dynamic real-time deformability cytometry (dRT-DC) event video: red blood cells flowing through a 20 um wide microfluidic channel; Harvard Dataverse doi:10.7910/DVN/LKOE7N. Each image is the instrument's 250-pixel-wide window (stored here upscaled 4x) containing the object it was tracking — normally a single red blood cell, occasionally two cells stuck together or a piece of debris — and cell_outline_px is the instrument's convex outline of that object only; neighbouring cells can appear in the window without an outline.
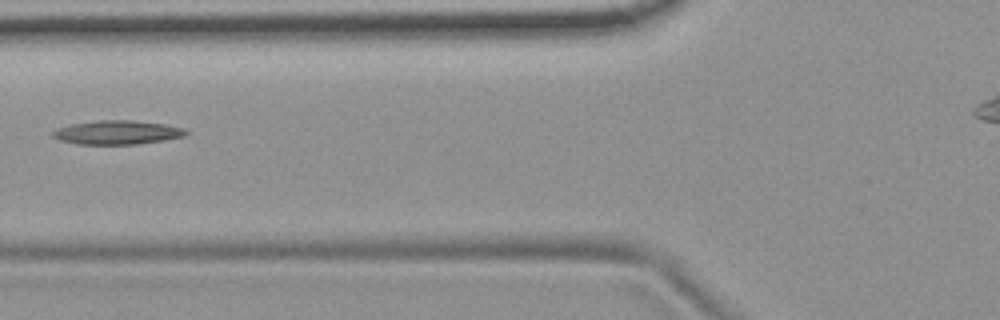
{"species": "common noctule bat (a hibernating species)", "species_latin": "Nyctalus noctula", "temperature_condition": "room temperature", "stored_images_in_passage": 6, "camera_frame_rate_fps": 3000, "um_per_image_px": 0.085, "animal": {"sex": "female", "body_mass_g": 19.9}, "frame": {"image": 1, "passage_image": 6, "time_ms": 1.667, "image_size_px": [1000, 320], "cell_outline_px": [[188, 132], [184, 136], [164, 140], [136, 144], [76, 144], [60, 140], [52, 136], [52, 132], [56, 128], [72, 124], [100, 120], [132, 120], [164, 124], [184, 128]], "centroid_in_image_um": [9.95, 11.25], "position_along_channel_um": 115.8, "area_um2": 18.44}}